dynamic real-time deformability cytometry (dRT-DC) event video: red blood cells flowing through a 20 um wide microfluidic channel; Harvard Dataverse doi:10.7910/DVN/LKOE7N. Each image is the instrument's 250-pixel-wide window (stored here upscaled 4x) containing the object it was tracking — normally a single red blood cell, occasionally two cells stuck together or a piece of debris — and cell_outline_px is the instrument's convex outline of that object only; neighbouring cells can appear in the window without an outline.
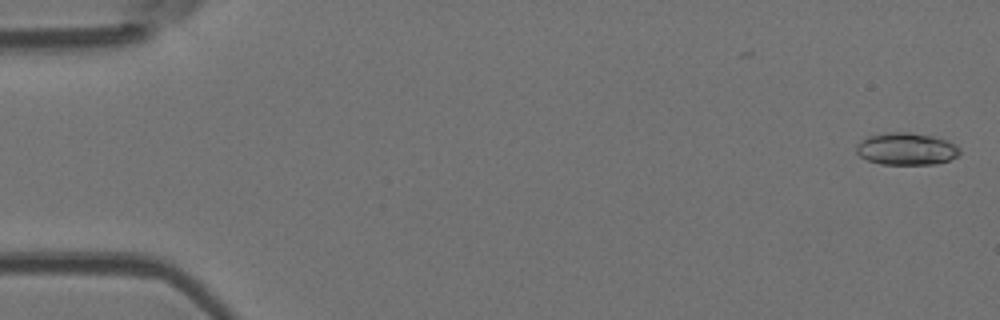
{"species": "Egyptian fruit bat (a non-hibernating species)", "species_latin": "Rousettus aegyptiacus", "temperature_condition": "room temperature", "stored_images_in_passage": 4, "camera_frame_rate_fps": 3000, "um_per_image_px": 0.085, "animal": {"sex": "female"}, "frame": {"image": 1, "passage_image": 1, "time_ms": 0.0, "image_size_px": [1000, 320], "cell_outline_px": [[960, 152], [956, 156], [948, 160], [936, 164], [880, 164], [868, 160], [860, 156], [856, 152], [856, 144], [860, 140], [868, 136], [888, 132], [912, 132], [932, 136], [948, 140], [956, 144], [960, 148]], "centroid_in_image_um": [77.03, 12.64], "position_along_channel_um": 8.0, "area_um2": 19.54}}
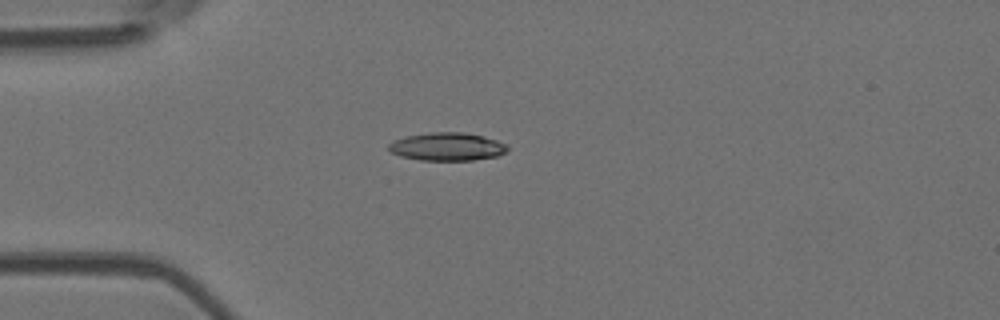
{"frame": {"image": 2, "passage_image": 4, "time_ms": 4.333, "image_size_px": [1000, 320], "cell_outline_px": [[508, 148], [504, 152], [496, 156], [472, 160], [420, 160], [400, 156], [392, 152], [388, 148], [388, 144], [404, 136], [432, 132], [464, 132], [484, 136], [508, 144]], "centroid_in_image_um": [38.01, 12.46], "position_along_channel_um": 47.0, "area_um2": 19.36}}